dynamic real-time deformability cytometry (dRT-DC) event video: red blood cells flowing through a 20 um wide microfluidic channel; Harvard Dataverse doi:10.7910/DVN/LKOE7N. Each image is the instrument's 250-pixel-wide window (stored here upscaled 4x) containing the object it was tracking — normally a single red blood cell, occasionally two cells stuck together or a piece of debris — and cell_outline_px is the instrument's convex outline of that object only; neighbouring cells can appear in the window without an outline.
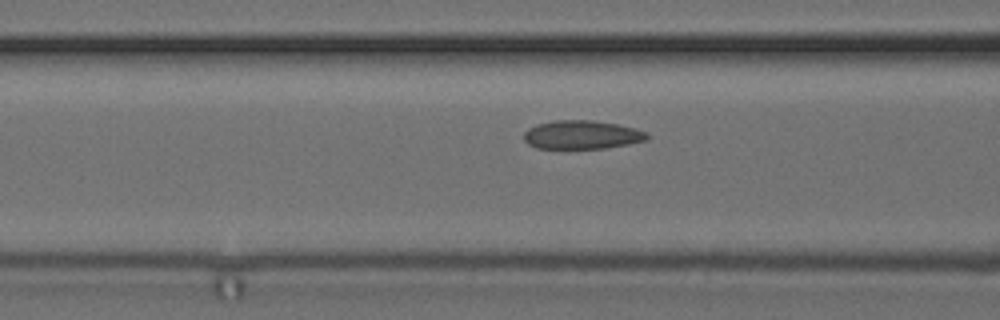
{"species": "common noctule bat (a hibernating species)", "species_latin": "Nyctalus noctula", "temperature_condition": "cold", "stored_images_in_passage": 7, "segment_of_instrument_passage": [2, 2], "camera_frame_rate_fps": 3000, "um_per_image_px": 0.085, "animal": {"sex": "female", "body_mass_g": 24.6, "forearm_length_mm": 56.2}, "frame": {"image": 1, "passage_image": 7, "time_ms": 8.333, "image_size_px": [1000, 320], "cell_outline_px": [[652, 136], [644, 140], [628, 144], [604, 148], [536, 148], [528, 144], [524, 140], [524, 132], [528, 128], [536, 124], [556, 120], [592, 120], [616, 124], [636, 128], [648, 132]], "centroid_in_image_um": [49.46, 11.45], "position_along_channel_um": 117.1, "area_um2": 20.58}}